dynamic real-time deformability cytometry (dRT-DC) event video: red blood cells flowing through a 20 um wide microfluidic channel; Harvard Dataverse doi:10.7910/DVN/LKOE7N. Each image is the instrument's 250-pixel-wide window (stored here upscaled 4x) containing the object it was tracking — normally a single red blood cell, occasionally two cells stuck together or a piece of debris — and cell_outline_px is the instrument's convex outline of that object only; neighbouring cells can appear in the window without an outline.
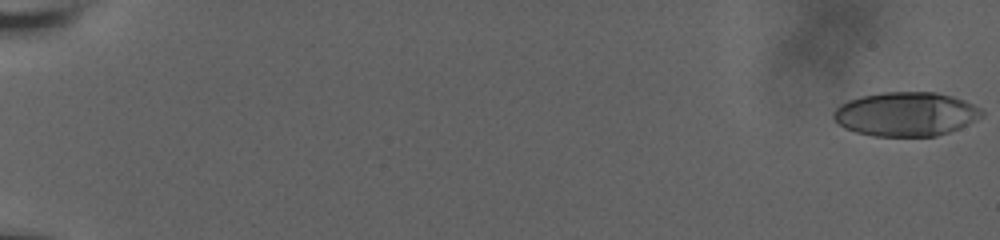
{"species": "human", "species_latin": "Homo sapiens", "temperature_condition": "room temperature", "stored_images_in_passage": 21, "camera_frame_rate_fps": 3000, "um_per_image_px": 0.085, "donor": {"sex": "male"}, "frame": {"image": 1, "passage_image": 1, "time_ms": 0.0, "image_size_px": [1000, 240], "cell_outline_px": [[984, 112], [980, 116], [968, 124], [960, 128], [936, 136], [872, 136], [856, 132], [844, 128], [832, 116], [832, 112], [840, 104], [848, 100], [860, 96], [884, 92], [936, 92], [952, 96], [964, 100], [980, 108]], "centroid_in_image_um": [76.97, 9.69], "position_along_channel_um": 8.0, "area_um2": 38.03}}
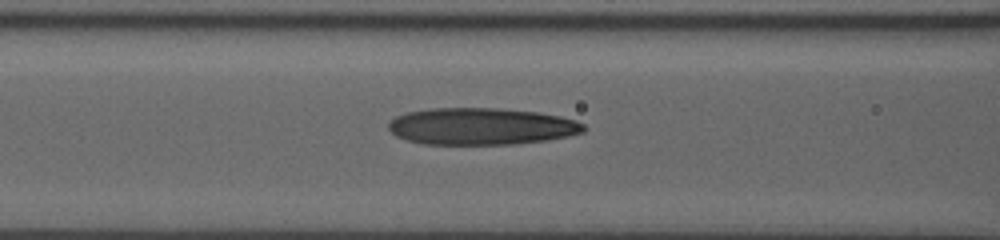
{"frame": {"image": 2, "passage_image": 18, "time_ms": 9.0, "image_size_px": [1000, 240], "cell_outline_px": [[584, 132], [568, 136], [544, 140], [512, 144], [424, 144], [408, 140], [396, 136], [388, 128], [388, 124], [396, 116], [404, 112], [432, 108], [496, 108], [540, 112], [560, 116], [576, 120], [584, 124]], "centroid_in_image_um": [40.9, 10.73], "position_along_channel_um": 125.7, "area_um2": 41.96}}
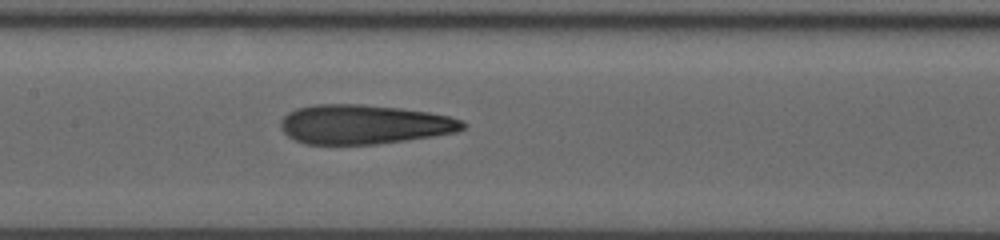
{"frame": {"image": 3, "passage_image": 21, "time_ms": 10.333, "image_size_px": [1000, 240], "cell_outline_px": [[468, 124], [460, 132], [376, 144], [304, 144], [288, 136], [280, 128], [280, 120], [288, 112], [296, 108], [312, 104], [364, 104], [400, 108], [428, 112], [448, 116], [464, 120]], "centroid_in_image_um": [30.94, 10.56], "position_along_channel_um": 176.5, "area_um2": 42.02}}